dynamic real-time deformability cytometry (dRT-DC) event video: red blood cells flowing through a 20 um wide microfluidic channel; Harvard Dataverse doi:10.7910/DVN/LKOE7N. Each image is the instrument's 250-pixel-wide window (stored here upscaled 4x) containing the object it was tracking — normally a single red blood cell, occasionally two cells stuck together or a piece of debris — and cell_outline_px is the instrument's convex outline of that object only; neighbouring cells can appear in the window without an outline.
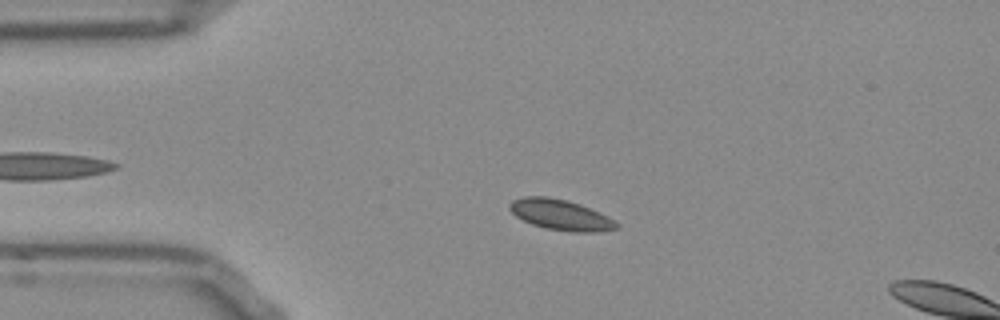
{"species": "Egyptian fruit bat (a non-hibernating species)", "species_latin": "Rousettus aegyptiacus", "temperature_condition": "room temperature", "stored_images_in_passage": 13, "camera_frame_rate_fps": 3000, "um_per_image_px": 0.085, "frame": {"image": 1, "passage_image": 10, "time_ms": 3.0, "image_size_px": [1000, 320], "cell_outline_px": [[620, 224], [616, 228], [596, 232], [572, 232], [544, 228], [532, 224], [516, 216], [508, 208], [508, 204], [512, 200], [524, 196], [548, 196], [568, 200], [580, 204], [600, 212], [608, 216]], "centroid_in_image_um": [47.64, 18.25], "position_along_channel_um": 37.4, "area_um2": 19.19}}